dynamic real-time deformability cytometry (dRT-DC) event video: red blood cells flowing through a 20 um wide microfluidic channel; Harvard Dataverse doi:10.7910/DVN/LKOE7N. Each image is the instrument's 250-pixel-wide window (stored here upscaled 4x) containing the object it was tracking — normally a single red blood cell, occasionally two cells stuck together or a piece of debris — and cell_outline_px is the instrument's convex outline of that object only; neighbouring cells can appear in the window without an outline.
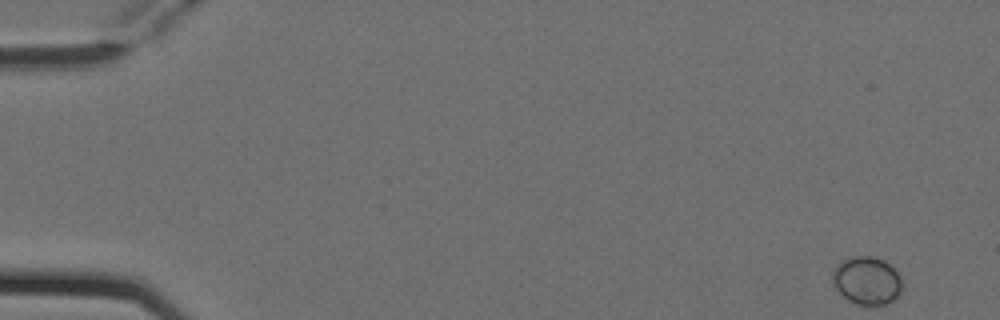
{"species": "Egyptian fruit bat (a non-hibernating species)", "species_latin": "Rousettus aegyptiacus", "temperature_condition": "cold", "stored_images_in_passage": 5, "segment_of_instrument_passage": [1, 2], "camera_frame_rate_fps": 3000, "um_per_image_px": 0.085, "animal": {"sex": "female"}, "frame": {"image": 1, "passage_image": 1, "time_ms": 0.0, "image_size_px": [1000, 320], "cell_outline_px": [[900, 296], [884, 304], [856, 304], [848, 300], [832, 284], [832, 272], [836, 264], [840, 260], [852, 256], [872, 256], [884, 260], [900, 276]], "centroid_in_image_um": [73.64, 23.82], "position_along_channel_um": 11.4, "area_um2": 19.36}}
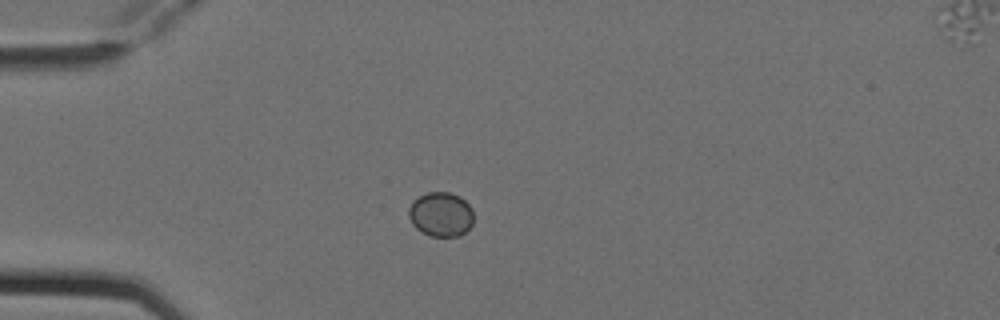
{"frame": {"image": 2, "passage_image": 4, "time_ms": 1.0, "image_size_px": [1000, 320], "cell_outline_px": [[472, 224], [460, 236], [428, 236], [420, 232], [412, 224], [408, 216], [408, 208], [412, 200], [428, 192], [448, 192], [460, 196], [472, 208]], "centroid_in_image_um": [37.44, 18.22], "position_along_channel_um": 47.6, "area_um2": 16.94}}